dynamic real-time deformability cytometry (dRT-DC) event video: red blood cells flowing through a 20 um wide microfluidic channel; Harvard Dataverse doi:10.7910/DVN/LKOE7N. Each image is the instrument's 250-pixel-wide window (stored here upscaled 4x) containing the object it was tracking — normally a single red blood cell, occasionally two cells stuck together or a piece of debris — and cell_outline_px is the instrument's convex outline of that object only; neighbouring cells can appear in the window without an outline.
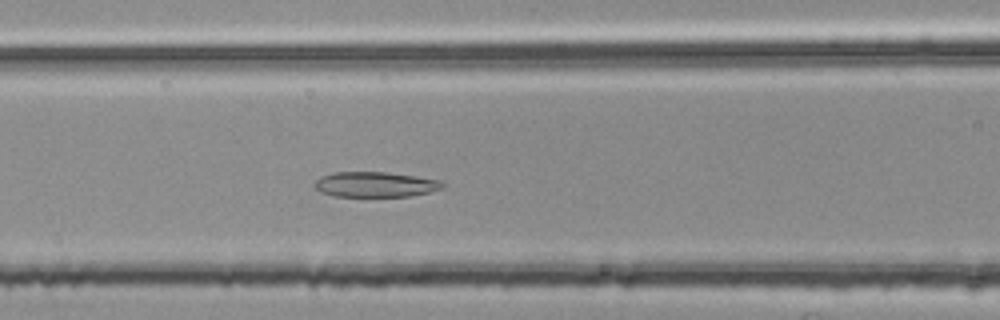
{"species": "common noctule bat (a hibernating species)", "species_latin": "Nyctalus noctula", "temperature_condition": "room temperature", "stored_images_in_passage": 34, "camera_frame_rate_fps": 3000, "um_per_image_px": 0.085, "animal": {"sex": "female", "body_mass_g": 25.1}, "frame": {"image": 1, "passage_image": 12, "time_ms": 3.667, "image_size_px": [1000, 320], "cell_outline_px": [[444, 184], [440, 188], [428, 192], [408, 196], [332, 196], [320, 192], [312, 184], [320, 176], [336, 172], [388, 172], [416, 176], [440, 180]], "centroid_in_image_um": [31.84, 15.67], "position_along_channel_um": 134.8, "area_um2": 18.73}}
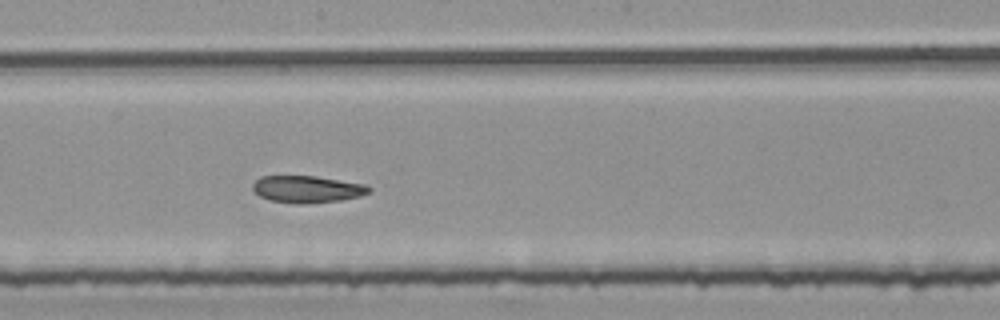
{"frame": {"image": 2, "passage_image": 19, "time_ms": 6.0, "image_size_px": [1000, 320], "cell_outline_px": [[372, 192], [360, 196], [340, 200], [268, 200], [260, 196], [252, 188], [252, 184], [260, 176], [316, 176], [364, 184], [372, 188]], "centroid_in_image_um": [26.14, 16.01], "position_along_channel_um": 222.1, "area_um2": 17.22}}
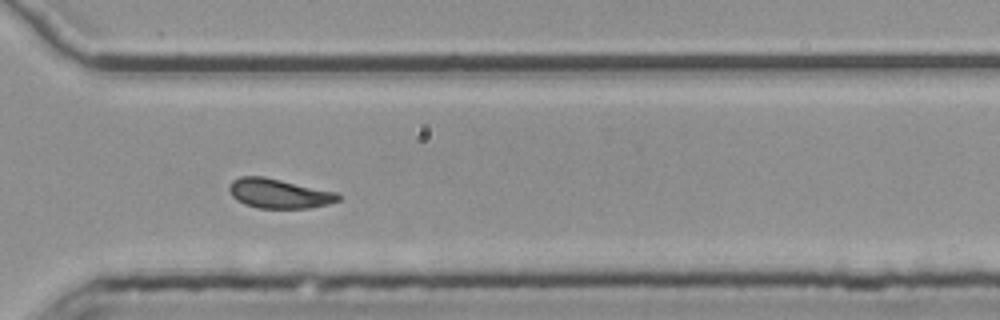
{"frame": {"image": 3, "passage_image": 29, "time_ms": 9.333, "image_size_px": [1000, 320], "cell_outline_px": [[340, 200], [328, 204], [308, 208], [260, 208], [244, 204], [236, 200], [232, 196], [228, 188], [228, 184], [232, 180], [240, 176], [264, 176], [336, 192], [340, 196]], "centroid_in_image_um": [23.67, 16.44], "position_along_channel_um": 346.9, "area_um2": 18.79}, "authors_computed_cell_mechanics": {"area_um2": 18.9006, "velocity_mm_per_s": 3.7574, "shape_relaxation_time_tau1_ms": null, "shape_relaxation_time_tau2_ms": 3.1378, "deformation_change_tau1": null, "deformation_change_tau2": 0.092}}